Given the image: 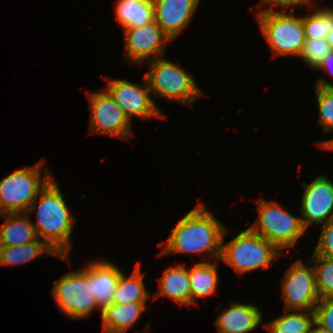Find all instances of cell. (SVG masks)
I'll list each match as a JSON object with an SVG mask.
<instances>
[{
  "mask_svg": "<svg viewBox=\"0 0 333 333\" xmlns=\"http://www.w3.org/2000/svg\"><path fill=\"white\" fill-rule=\"evenodd\" d=\"M320 145V147H322L323 149H328V150H333V138L327 141H322L320 143H318V146Z\"/></svg>",
  "mask_w": 333,
  "mask_h": 333,
  "instance_id": "836d02e7",
  "label": "cell"
},
{
  "mask_svg": "<svg viewBox=\"0 0 333 333\" xmlns=\"http://www.w3.org/2000/svg\"><path fill=\"white\" fill-rule=\"evenodd\" d=\"M258 219L249 227L281 251L293 247L304 234L301 218L279 207L274 201L258 200Z\"/></svg>",
  "mask_w": 333,
  "mask_h": 333,
  "instance_id": "52a82bcc",
  "label": "cell"
},
{
  "mask_svg": "<svg viewBox=\"0 0 333 333\" xmlns=\"http://www.w3.org/2000/svg\"><path fill=\"white\" fill-rule=\"evenodd\" d=\"M314 325H316L317 327L312 325L310 333H330L327 329L321 327L316 322H314Z\"/></svg>",
  "mask_w": 333,
  "mask_h": 333,
  "instance_id": "d6a6232c",
  "label": "cell"
},
{
  "mask_svg": "<svg viewBox=\"0 0 333 333\" xmlns=\"http://www.w3.org/2000/svg\"><path fill=\"white\" fill-rule=\"evenodd\" d=\"M316 97L319 110L318 122L326 133L333 131V87L316 86Z\"/></svg>",
  "mask_w": 333,
  "mask_h": 333,
  "instance_id": "4316f807",
  "label": "cell"
},
{
  "mask_svg": "<svg viewBox=\"0 0 333 333\" xmlns=\"http://www.w3.org/2000/svg\"><path fill=\"white\" fill-rule=\"evenodd\" d=\"M144 85H136L126 79H108L106 90L114 101L121 107L125 116L131 122L132 116L150 118H165L161 110L156 106L154 99L151 98L150 89L144 76Z\"/></svg>",
  "mask_w": 333,
  "mask_h": 333,
  "instance_id": "8fae6325",
  "label": "cell"
},
{
  "mask_svg": "<svg viewBox=\"0 0 333 333\" xmlns=\"http://www.w3.org/2000/svg\"><path fill=\"white\" fill-rule=\"evenodd\" d=\"M52 294L60 311L72 319L88 318L94 308H99L86 267L65 273L53 286Z\"/></svg>",
  "mask_w": 333,
  "mask_h": 333,
  "instance_id": "ba28073f",
  "label": "cell"
},
{
  "mask_svg": "<svg viewBox=\"0 0 333 333\" xmlns=\"http://www.w3.org/2000/svg\"><path fill=\"white\" fill-rule=\"evenodd\" d=\"M140 271V263L136 264L135 270L130 277L123 274L121 270L118 285L113 294L112 303L122 305L147 301L149 292L146 291L143 275Z\"/></svg>",
  "mask_w": 333,
  "mask_h": 333,
  "instance_id": "603a6c76",
  "label": "cell"
},
{
  "mask_svg": "<svg viewBox=\"0 0 333 333\" xmlns=\"http://www.w3.org/2000/svg\"><path fill=\"white\" fill-rule=\"evenodd\" d=\"M316 287L320 298H333V258L312 255Z\"/></svg>",
  "mask_w": 333,
  "mask_h": 333,
  "instance_id": "484cf974",
  "label": "cell"
},
{
  "mask_svg": "<svg viewBox=\"0 0 333 333\" xmlns=\"http://www.w3.org/2000/svg\"><path fill=\"white\" fill-rule=\"evenodd\" d=\"M317 70L329 71L330 74H333V50L323 59L322 63L319 65ZM316 86L319 87H333V84L327 82L323 77H320L317 80Z\"/></svg>",
  "mask_w": 333,
  "mask_h": 333,
  "instance_id": "4dcf8cb0",
  "label": "cell"
},
{
  "mask_svg": "<svg viewBox=\"0 0 333 333\" xmlns=\"http://www.w3.org/2000/svg\"><path fill=\"white\" fill-rule=\"evenodd\" d=\"M262 1V5H267V4H271V5H277L282 7L285 11L289 10V8H292V11H294V7L295 6H306V5H311L313 4L312 0H261Z\"/></svg>",
  "mask_w": 333,
  "mask_h": 333,
  "instance_id": "1f68e13d",
  "label": "cell"
},
{
  "mask_svg": "<svg viewBox=\"0 0 333 333\" xmlns=\"http://www.w3.org/2000/svg\"><path fill=\"white\" fill-rule=\"evenodd\" d=\"M55 182L53 177L39 192L26 213L32 215L38 210L36 223L33 224L37 237L43 239L59 256H68L76 220Z\"/></svg>",
  "mask_w": 333,
  "mask_h": 333,
  "instance_id": "7a4b0ae2",
  "label": "cell"
},
{
  "mask_svg": "<svg viewBox=\"0 0 333 333\" xmlns=\"http://www.w3.org/2000/svg\"><path fill=\"white\" fill-rule=\"evenodd\" d=\"M331 50V46L326 39H306L299 57L310 68L316 70Z\"/></svg>",
  "mask_w": 333,
  "mask_h": 333,
  "instance_id": "83f0119b",
  "label": "cell"
},
{
  "mask_svg": "<svg viewBox=\"0 0 333 333\" xmlns=\"http://www.w3.org/2000/svg\"><path fill=\"white\" fill-rule=\"evenodd\" d=\"M281 285L285 310L314 311L320 296L313 266L297 260L285 272Z\"/></svg>",
  "mask_w": 333,
  "mask_h": 333,
  "instance_id": "9c48e42d",
  "label": "cell"
},
{
  "mask_svg": "<svg viewBox=\"0 0 333 333\" xmlns=\"http://www.w3.org/2000/svg\"><path fill=\"white\" fill-rule=\"evenodd\" d=\"M5 218L0 227V246H16L38 239L33 222L27 213L1 214Z\"/></svg>",
  "mask_w": 333,
  "mask_h": 333,
  "instance_id": "d6986e66",
  "label": "cell"
},
{
  "mask_svg": "<svg viewBox=\"0 0 333 333\" xmlns=\"http://www.w3.org/2000/svg\"><path fill=\"white\" fill-rule=\"evenodd\" d=\"M91 133L105 134L127 139L132 134V126L121 107L114 101L107 90L88 92Z\"/></svg>",
  "mask_w": 333,
  "mask_h": 333,
  "instance_id": "30bf717a",
  "label": "cell"
},
{
  "mask_svg": "<svg viewBox=\"0 0 333 333\" xmlns=\"http://www.w3.org/2000/svg\"><path fill=\"white\" fill-rule=\"evenodd\" d=\"M262 322V312L257 305L231 302L215 320L219 333H249Z\"/></svg>",
  "mask_w": 333,
  "mask_h": 333,
  "instance_id": "9a60e30c",
  "label": "cell"
},
{
  "mask_svg": "<svg viewBox=\"0 0 333 333\" xmlns=\"http://www.w3.org/2000/svg\"><path fill=\"white\" fill-rule=\"evenodd\" d=\"M314 314L315 322L333 333V298H320Z\"/></svg>",
  "mask_w": 333,
  "mask_h": 333,
  "instance_id": "f1b7e54d",
  "label": "cell"
},
{
  "mask_svg": "<svg viewBox=\"0 0 333 333\" xmlns=\"http://www.w3.org/2000/svg\"><path fill=\"white\" fill-rule=\"evenodd\" d=\"M256 18L274 57L300 56L306 41L303 17L295 16L293 11L288 14V11L266 8Z\"/></svg>",
  "mask_w": 333,
  "mask_h": 333,
  "instance_id": "277c9868",
  "label": "cell"
},
{
  "mask_svg": "<svg viewBox=\"0 0 333 333\" xmlns=\"http://www.w3.org/2000/svg\"><path fill=\"white\" fill-rule=\"evenodd\" d=\"M326 40L333 50V29L328 33Z\"/></svg>",
  "mask_w": 333,
  "mask_h": 333,
  "instance_id": "e575fe53",
  "label": "cell"
},
{
  "mask_svg": "<svg viewBox=\"0 0 333 333\" xmlns=\"http://www.w3.org/2000/svg\"><path fill=\"white\" fill-rule=\"evenodd\" d=\"M305 188L301 198V221L305 229L311 223L324 225L333 219V183L323 174L310 184L302 183Z\"/></svg>",
  "mask_w": 333,
  "mask_h": 333,
  "instance_id": "7c38bea8",
  "label": "cell"
},
{
  "mask_svg": "<svg viewBox=\"0 0 333 333\" xmlns=\"http://www.w3.org/2000/svg\"><path fill=\"white\" fill-rule=\"evenodd\" d=\"M322 231L313 255L333 258V219L322 225Z\"/></svg>",
  "mask_w": 333,
  "mask_h": 333,
  "instance_id": "f546056e",
  "label": "cell"
},
{
  "mask_svg": "<svg viewBox=\"0 0 333 333\" xmlns=\"http://www.w3.org/2000/svg\"><path fill=\"white\" fill-rule=\"evenodd\" d=\"M146 302H135L127 304H114L104 307L101 310L103 332L105 333H126L133 324L139 320L143 313Z\"/></svg>",
  "mask_w": 333,
  "mask_h": 333,
  "instance_id": "e0dca14e",
  "label": "cell"
},
{
  "mask_svg": "<svg viewBox=\"0 0 333 333\" xmlns=\"http://www.w3.org/2000/svg\"><path fill=\"white\" fill-rule=\"evenodd\" d=\"M120 274L121 269L107 260H96L87 265L86 276L92 281L93 295L99 309L102 310L112 303Z\"/></svg>",
  "mask_w": 333,
  "mask_h": 333,
  "instance_id": "2e32d148",
  "label": "cell"
},
{
  "mask_svg": "<svg viewBox=\"0 0 333 333\" xmlns=\"http://www.w3.org/2000/svg\"><path fill=\"white\" fill-rule=\"evenodd\" d=\"M217 263L199 262L189 269L191 304L197 299L212 295L218 286Z\"/></svg>",
  "mask_w": 333,
  "mask_h": 333,
  "instance_id": "44dd1931",
  "label": "cell"
},
{
  "mask_svg": "<svg viewBox=\"0 0 333 333\" xmlns=\"http://www.w3.org/2000/svg\"><path fill=\"white\" fill-rule=\"evenodd\" d=\"M200 0H153L154 21L171 40L191 22Z\"/></svg>",
  "mask_w": 333,
  "mask_h": 333,
  "instance_id": "5bb4252c",
  "label": "cell"
},
{
  "mask_svg": "<svg viewBox=\"0 0 333 333\" xmlns=\"http://www.w3.org/2000/svg\"><path fill=\"white\" fill-rule=\"evenodd\" d=\"M125 58L131 62L142 63L155 55L151 60L164 57V45L171 41L159 25L153 21L139 28L124 30Z\"/></svg>",
  "mask_w": 333,
  "mask_h": 333,
  "instance_id": "4fadbf2b",
  "label": "cell"
},
{
  "mask_svg": "<svg viewBox=\"0 0 333 333\" xmlns=\"http://www.w3.org/2000/svg\"><path fill=\"white\" fill-rule=\"evenodd\" d=\"M315 322L314 311L285 310L284 315L266 323L270 333H310Z\"/></svg>",
  "mask_w": 333,
  "mask_h": 333,
  "instance_id": "cb8c5ba5",
  "label": "cell"
},
{
  "mask_svg": "<svg viewBox=\"0 0 333 333\" xmlns=\"http://www.w3.org/2000/svg\"><path fill=\"white\" fill-rule=\"evenodd\" d=\"M159 293L153 296L159 298L160 295L173 299L180 305H191V290L189 281V269L184 265L172 266L164 270L159 278Z\"/></svg>",
  "mask_w": 333,
  "mask_h": 333,
  "instance_id": "ac0fdd59",
  "label": "cell"
},
{
  "mask_svg": "<svg viewBox=\"0 0 333 333\" xmlns=\"http://www.w3.org/2000/svg\"><path fill=\"white\" fill-rule=\"evenodd\" d=\"M115 13L124 30L142 27L154 21L153 0H117Z\"/></svg>",
  "mask_w": 333,
  "mask_h": 333,
  "instance_id": "ffe728a7",
  "label": "cell"
},
{
  "mask_svg": "<svg viewBox=\"0 0 333 333\" xmlns=\"http://www.w3.org/2000/svg\"><path fill=\"white\" fill-rule=\"evenodd\" d=\"M306 39H326L333 29V8L317 7L312 14L303 17Z\"/></svg>",
  "mask_w": 333,
  "mask_h": 333,
  "instance_id": "d4e9b609",
  "label": "cell"
},
{
  "mask_svg": "<svg viewBox=\"0 0 333 333\" xmlns=\"http://www.w3.org/2000/svg\"><path fill=\"white\" fill-rule=\"evenodd\" d=\"M42 165L39 162L16 170L0 181V215L28 211L39 192L53 178L52 173L45 170L42 180Z\"/></svg>",
  "mask_w": 333,
  "mask_h": 333,
  "instance_id": "5b68a950",
  "label": "cell"
},
{
  "mask_svg": "<svg viewBox=\"0 0 333 333\" xmlns=\"http://www.w3.org/2000/svg\"><path fill=\"white\" fill-rule=\"evenodd\" d=\"M225 231L213 214L200 203L172 229L170 238L159 256L172 253H205L220 259Z\"/></svg>",
  "mask_w": 333,
  "mask_h": 333,
  "instance_id": "6da1fadb",
  "label": "cell"
},
{
  "mask_svg": "<svg viewBox=\"0 0 333 333\" xmlns=\"http://www.w3.org/2000/svg\"><path fill=\"white\" fill-rule=\"evenodd\" d=\"M45 253L66 260L68 256H59L45 241L39 238L27 244L16 246H0V265H16L26 263Z\"/></svg>",
  "mask_w": 333,
  "mask_h": 333,
  "instance_id": "7402d4cb",
  "label": "cell"
},
{
  "mask_svg": "<svg viewBox=\"0 0 333 333\" xmlns=\"http://www.w3.org/2000/svg\"><path fill=\"white\" fill-rule=\"evenodd\" d=\"M144 76L151 93L167 100L192 106L203 95L188 73L163 57L150 60L149 71Z\"/></svg>",
  "mask_w": 333,
  "mask_h": 333,
  "instance_id": "8992f818",
  "label": "cell"
},
{
  "mask_svg": "<svg viewBox=\"0 0 333 333\" xmlns=\"http://www.w3.org/2000/svg\"><path fill=\"white\" fill-rule=\"evenodd\" d=\"M226 230L222 237L220 260L232 267L237 273L267 269L273 259L281 255V251L250 228L243 230L233 240L223 244Z\"/></svg>",
  "mask_w": 333,
  "mask_h": 333,
  "instance_id": "3957f363",
  "label": "cell"
}]
</instances>
